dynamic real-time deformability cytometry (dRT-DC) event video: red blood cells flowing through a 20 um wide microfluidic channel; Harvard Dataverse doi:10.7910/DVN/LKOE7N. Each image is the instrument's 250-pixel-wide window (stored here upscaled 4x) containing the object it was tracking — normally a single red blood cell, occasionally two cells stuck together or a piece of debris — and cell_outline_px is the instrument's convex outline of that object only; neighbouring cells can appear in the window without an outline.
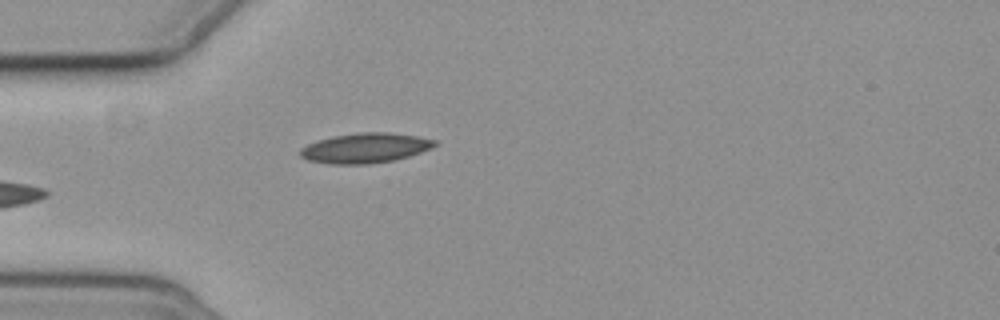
{"species": "common noctule bat (a hibernating species)", "species_latin": "Nyctalus noctula", "temperature_condition": "cold", "stored_images_in_passage": 1, "camera_frame_rate_fps": 3000, "um_per_image_px": 0.085, "animal": {"sex": "female", "body_mass_g": 19.3, "forearm_length_mm": 54.1}, "frame": {"image": 1, "passage_image": 1, "time_ms": 0.0, "image_size_px": [1000, 320], "cell_outline_px": [[436, 144], [432, 148], [396, 160], [368, 164], [328, 164], [308, 160], [300, 156], [300, 148], [308, 144], [332, 136], [356, 132], [392, 132], [416, 136], [436, 140]], "centroid_in_image_um": [31.04, 12.58], "position_along_channel_um": 54.0, "area_um2": 23.52}}